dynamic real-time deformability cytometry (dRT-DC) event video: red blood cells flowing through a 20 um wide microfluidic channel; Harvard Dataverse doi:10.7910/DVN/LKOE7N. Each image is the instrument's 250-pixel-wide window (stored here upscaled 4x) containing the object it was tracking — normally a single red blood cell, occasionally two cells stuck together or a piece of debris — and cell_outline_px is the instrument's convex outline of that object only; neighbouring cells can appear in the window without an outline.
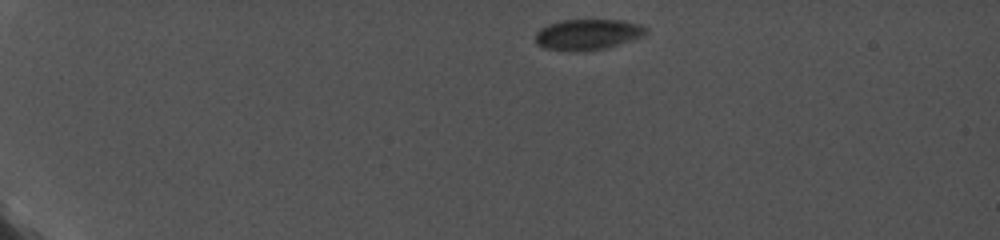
{"species": "common noctule bat (a hibernating species)", "species_latin": "Nyctalus noctula", "temperature_condition": "cold", "stored_images_in_passage": 22, "camera_frame_rate_fps": 5000, "um_per_image_px": 0.085, "animal": {"sex": "female", "body_mass_g": 19.0, "forearm_length_mm": 56.7}, "frame": {"image": 1, "passage_image": 1, "time_ms": 0.0, "image_size_px": [1000, 240], "cell_outline_px": [[648, 32], [644, 36], [604, 48], [544, 48], [536, 44], [536, 32], [540, 28], [548, 24], [560, 20], [624, 20], [640, 24], [648, 28]], "centroid_in_image_um": [50.0, 2.86], "position_along_channel_um": 35.0, "area_um2": 19.02}}
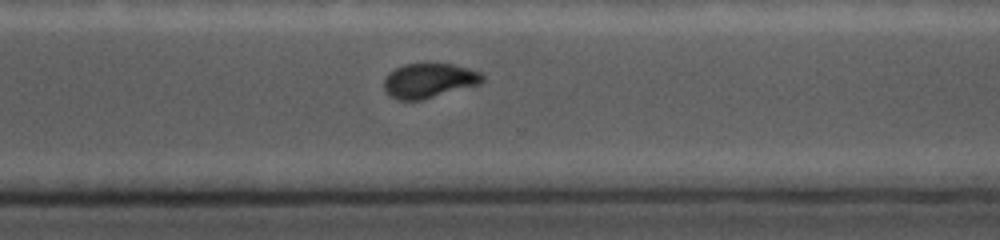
{"frame": {"image": 2, "passage_image": 15, "time_ms": 10.4, "image_size_px": [1000, 240], "cell_outline_px": [[484, 80], [480, 84], [424, 100], [400, 100], [384, 92], [384, 80], [388, 72], [404, 64], [452, 64], [468, 68], [480, 72], [484, 76]], "centroid_in_image_um": [36.47, 6.86], "position_along_channel_um": 334.1, "area_um2": 19.94}}
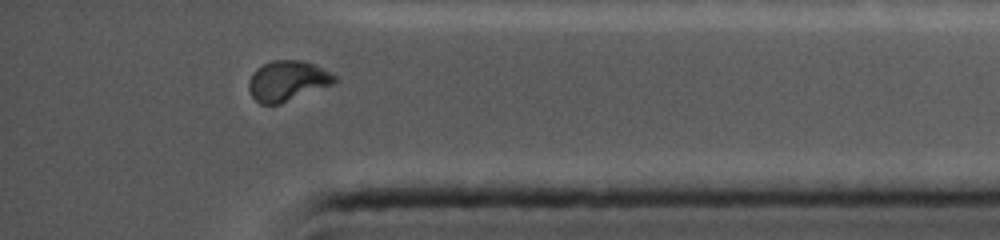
{"frame": {"image": 3, "passage_image": 20, "time_ms": 12.4, "image_size_px": [1000, 240], "cell_outline_px": [[336, 80], [332, 84], [280, 104], [260, 104], [252, 96], [248, 88], [248, 80], [252, 72], [256, 68], [272, 60], [300, 60], [312, 64], [336, 76]], "centroid_in_image_um": [24.37, 6.87], "position_along_channel_um": 410.8, "area_um2": 19.88}}